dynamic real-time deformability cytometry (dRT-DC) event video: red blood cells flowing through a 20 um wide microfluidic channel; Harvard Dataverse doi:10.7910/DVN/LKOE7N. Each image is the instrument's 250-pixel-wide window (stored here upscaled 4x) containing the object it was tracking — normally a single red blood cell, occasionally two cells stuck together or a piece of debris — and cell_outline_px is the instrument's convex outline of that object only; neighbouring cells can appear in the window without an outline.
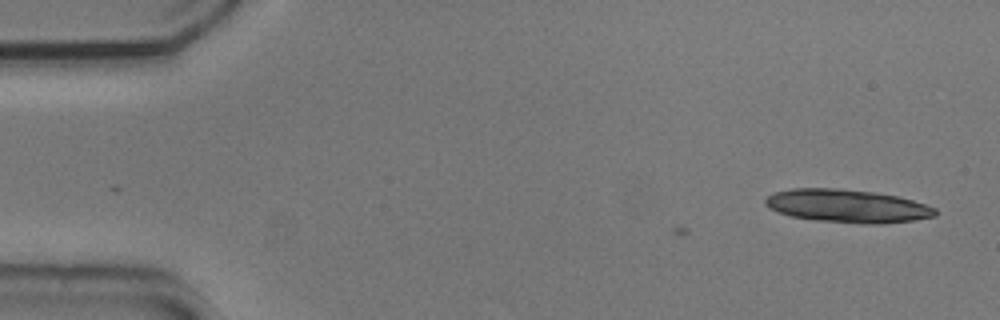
{"species": "common noctule bat (a hibernating species)", "species_latin": "Nyctalus noctula", "temperature_condition": "cold", "stored_images_in_passage": 11, "camera_frame_rate_fps": 3000, "um_per_image_px": 0.085, "animal": {"sex": "male", "body_mass_g": 20.5, "forearm_length_mm": 52.5}, "frame": {"image": 1, "passage_image": 1, "time_ms": 0.0, "image_size_px": [1000, 320], "cell_outline_px": [[936, 216], [912, 220], [880, 224], [864, 224], [816, 220], [792, 216], [768, 208], [764, 204], [764, 200], [768, 196], [776, 192], [792, 188], [844, 188], [872, 192], [896, 196], [912, 200], [936, 208]], "centroid_in_image_um": [72.01, 17.5], "position_along_channel_um": 13.0, "area_um2": 32.66}}